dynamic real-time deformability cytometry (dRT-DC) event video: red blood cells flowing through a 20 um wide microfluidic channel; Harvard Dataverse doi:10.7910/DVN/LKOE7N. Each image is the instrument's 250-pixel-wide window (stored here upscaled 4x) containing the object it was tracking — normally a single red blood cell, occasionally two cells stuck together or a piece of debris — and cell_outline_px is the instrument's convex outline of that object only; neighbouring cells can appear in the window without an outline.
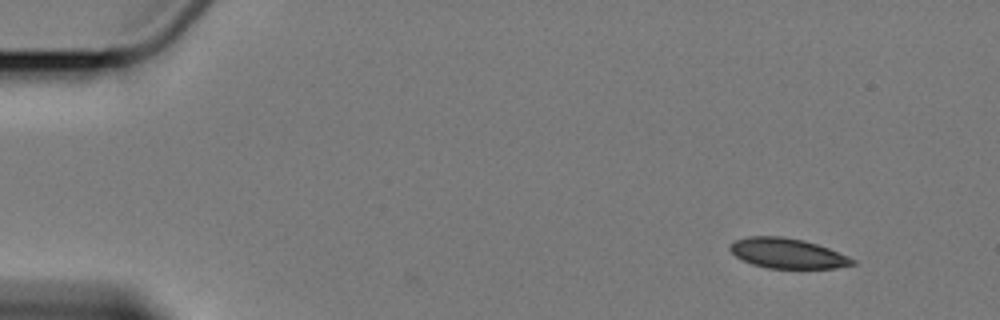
{"species": "Egyptian fruit bat (a non-hibernating species)", "species_latin": "Rousettus aegyptiacus", "temperature_condition": "cold", "stored_images_in_passage": 6, "camera_frame_rate_fps": 3000, "um_per_image_px": 0.085, "animal": {"sex": "female"}, "frame": {"image": 1, "passage_image": 1, "time_ms": 0.0, "image_size_px": [1000, 320], "cell_outline_px": [[856, 264], [836, 268], [768, 268], [752, 264], [736, 256], [728, 248], [736, 240], [748, 236], [780, 236], [804, 240], [828, 248], [848, 256], [856, 260]], "centroid_in_image_um": [66.95, 21.53], "position_along_channel_um": 18.0, "area_um2": 21.27}}
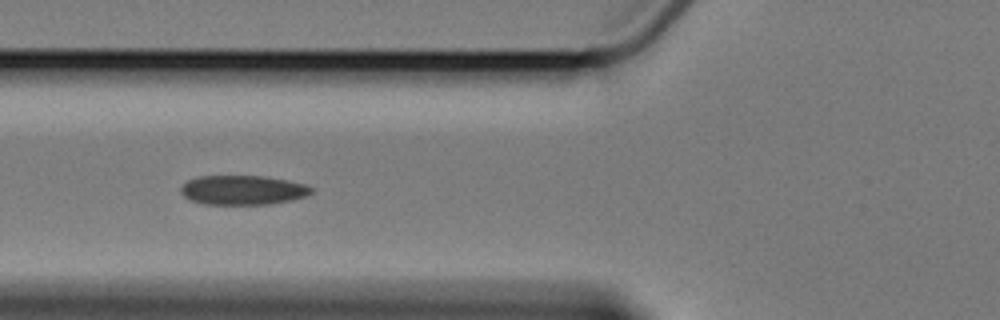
{"frame": {"image": 2, "passage_image": 5, "time_ms": 5.667, "image_size_px": [1000, 320], "cell_outline_px": [[316, 188], [308, 196], [292, 200], [268, 204], [204, 204], [192, 200], [184, 196], [180, 192], [180, 188], [188, 180], [200, 176], [264, 176], [288, 180], [304, 184]], "centroid_in_image_um": [20.68, 16.15], "position_along_channel_um": 105.1, "area_um2": 22.43}}
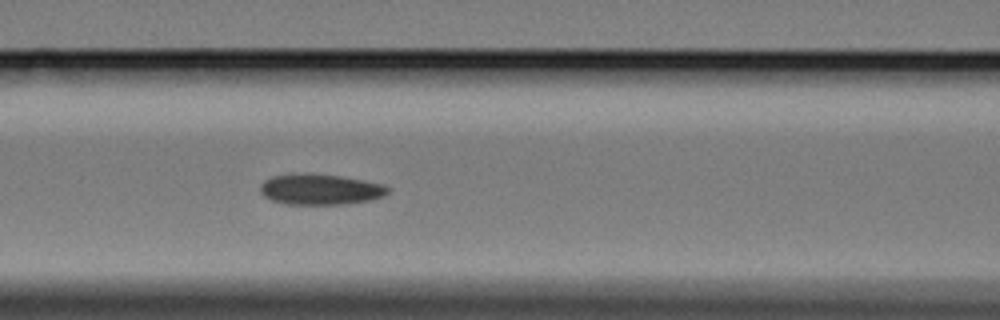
{"frame": {"image": 3, "passage_image": 6, "time_ms": 6.667, "image_size_px": [1000, 320], "cell_outline_px": [[392, 188], [384, 196], [372, 200], [348, 204], [284, 204], [272, 200], [264, 196], [260, 192], [260, 184], [264, 180], [272, 176], [292, 172], [340, 176], [364, 180], [384, 184]], "centroid_in_image_um": [27.23, 16.09], "position_along_channel_um": 139.4, "area_um2": 23.24}}